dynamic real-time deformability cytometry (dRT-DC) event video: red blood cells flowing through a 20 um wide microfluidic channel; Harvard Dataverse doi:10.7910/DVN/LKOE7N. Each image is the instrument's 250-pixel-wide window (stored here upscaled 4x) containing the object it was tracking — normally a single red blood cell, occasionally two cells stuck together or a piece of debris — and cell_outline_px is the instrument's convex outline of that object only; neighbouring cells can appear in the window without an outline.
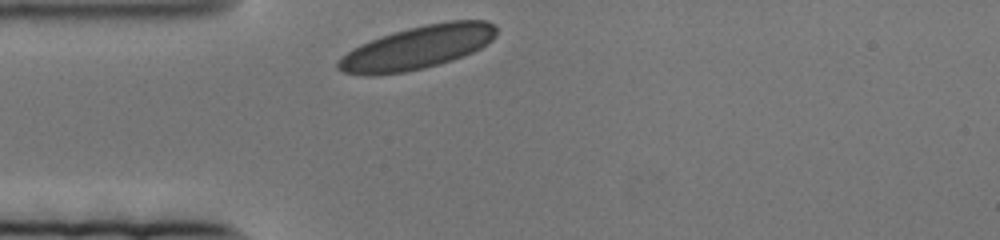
{"species": "human", "species_latin": "Homo sapiens", "temperature_condition": "cold", "stored_images_in_passage": 45, "camera_frame_rate_fps": 3000, "um_per_image_px": 0.085, "donor": {"sex": "female"}, "frame": {"image": 1, "passage_image": 1, "time_ms": 0.0, "image_size_px": [1000, 240], "cell_outline_px": [[496, 36], [492, 40], [480, 48], [464, 56], [440, 64], [424, 68], [404, 72], [376, 76], [364, 76], [344, 72], [336, 68], [336, 64], [352, 48], [360, 44], [408, 28], [448, 20], [488, 20], [496, 24]], "centroid_in_image_um": [35.52, 4.05], "position_along_channel_um": 49.5, "area_um2": 39.77}}
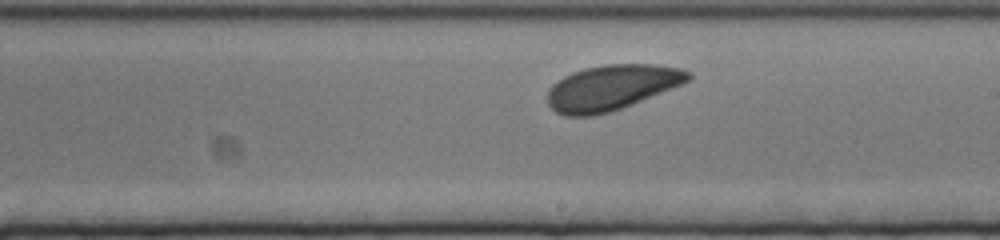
{"frame": {"image": 2, "passage_image": 26, "time_ms": 8.333, "image_size_px": [1000, 240], "cell_outline_px": [[692, 76], [688, 80], [680, 84], [632, 104], [608, 112], [592, 116], [564, 116], [556, 112], [548, 104], [548, 88], [552, 84], [564, 76], [572, 72], [584, 68], [604, 64], [652, 64], [684, 68], [692, 72]], "centroid_in_image_um": [51.96, 7.43], "position_along_channel_um": 237.0, "area_um2": 36.99}}
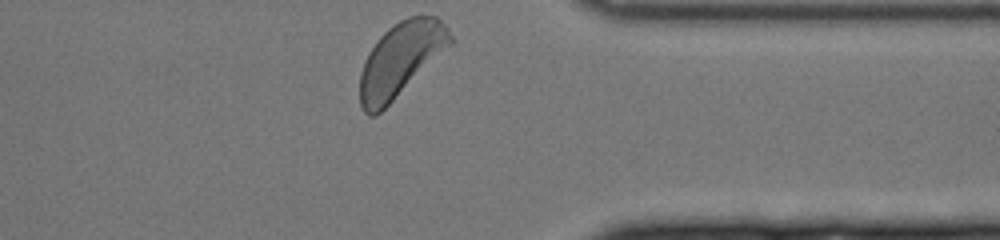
{"frame": {"image": 3, "passage_image": 45, "time_ms": 14.667, "image_size_px": [1000, 240], "cell_outline_px": [[456, 40], [452, 44], [376, 116], [368, 116], [364, 112], [360, 104], [360, 72], [364, 60], [380, 36], [392, 24], [408, 16], [436, 16], [448, 28]], "centroid_in_image_um": [34.06, 5.05], "position_along_channel_um": 377.3, "area_um2": 38.78}}